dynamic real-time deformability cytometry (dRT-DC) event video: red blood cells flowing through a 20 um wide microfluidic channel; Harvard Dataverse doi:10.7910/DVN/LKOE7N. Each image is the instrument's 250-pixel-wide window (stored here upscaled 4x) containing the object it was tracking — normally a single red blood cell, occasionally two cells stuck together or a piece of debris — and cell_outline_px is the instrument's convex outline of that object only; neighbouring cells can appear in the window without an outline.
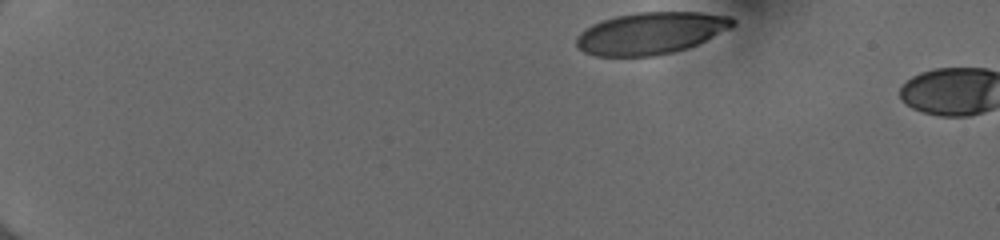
{"species": "human", "species_latin": "Homo sapiens", "temperature_condition": "cold", "stored_images_in_passage": 4, "camera_frame_rate_fps": 3000, "um_per_image_px": 0.085, "donor": {"sex": "female"}, "frame": {"image": 1, "passage_image": 1, "time_ms": 0.0, "image_size_px": [1000, 240], "cell_outline_px": [[736, 24], [732, 28], [688, 48], [672, 52], [652, 56], [596, 56], [584, 52], [576, 48], [576, 36], [580, 32], [592, 24], [600, 20], [616, 16], [636, 12], [700, 12], [728, 16], [736, 20]], "centroid_in_image_um": [55.3, 2.81], "position_along_channel_um": 29.7, "area_um2": 38.44}}